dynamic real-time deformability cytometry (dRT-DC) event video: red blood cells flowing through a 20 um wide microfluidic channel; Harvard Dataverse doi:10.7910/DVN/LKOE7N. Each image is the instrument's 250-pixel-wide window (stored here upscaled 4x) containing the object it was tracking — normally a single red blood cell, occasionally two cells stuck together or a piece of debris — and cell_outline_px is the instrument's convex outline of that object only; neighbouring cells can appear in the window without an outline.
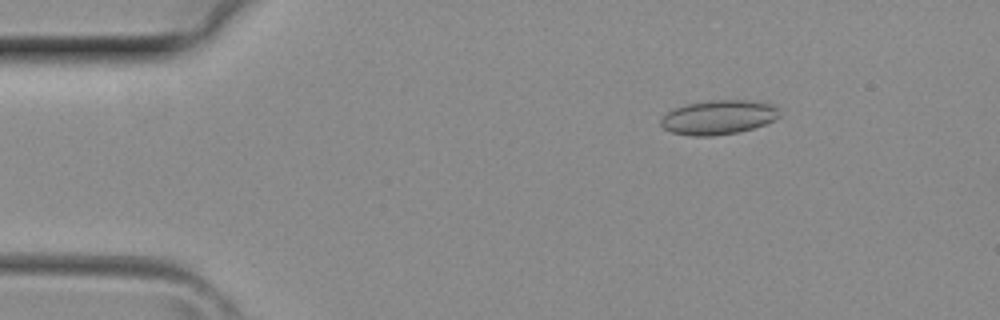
{"species": "common noctule bat (a hibernating species)", "species_latin": "Nyctalus noctula", "temperature_condition": "room temperature", "stored_images_in_passage": 39, "camera_frame_rate_fps": 3000, "um_per_image_px": 0.085, "animal": {"sex": "female", "body_mass_g": 29.2, "forearm_length_mm": 56.3}, "frame": {"image": 1, "passage_image": 6, "time_ms": 1.667, "image_size_px": [1000, 320], "cell_outline_px": [[780, 116], [776, 120], [740, 132], [712, 136], [692, 136], [672, 132], [664, 128], [660, 124], [660, 120], [668, 112], [676, 108], [688, 104], [712, 100], [748, 100], [776, 104], [780, 108]], "centroid_in_image_um": [61.14, 9.97], "position_along_channel_um": 23.9, "area_um2": 23.81}}
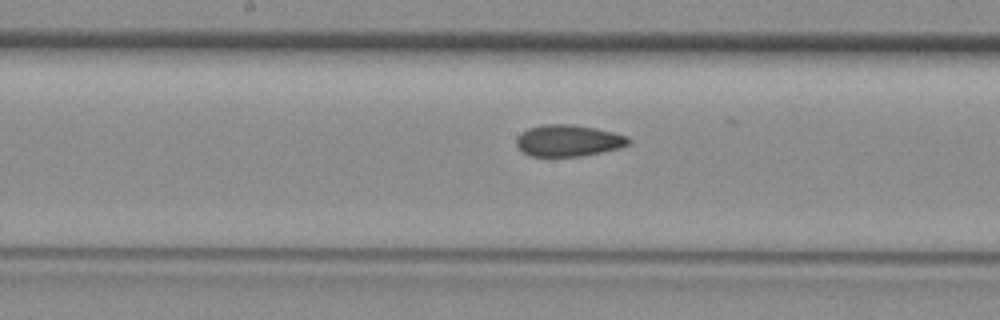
{"frame": {"image": 2, "passage_image": 20, "time_ms": 6.333, "image_size_px": [1000, 320], "cell_outline_px": [[632, 144], [620, 148], [580, 156], [532, 156], [524, 152], [516, 144], [516, 136], [520, 132], [528, 128], [544, 124], [572, 124], [596, 128], [628, 136], [632, 140]], "centroid_in_image_um": [48.33, 11.94], "position_along_channel_um": 199.9, "area_um2": 20.75}}
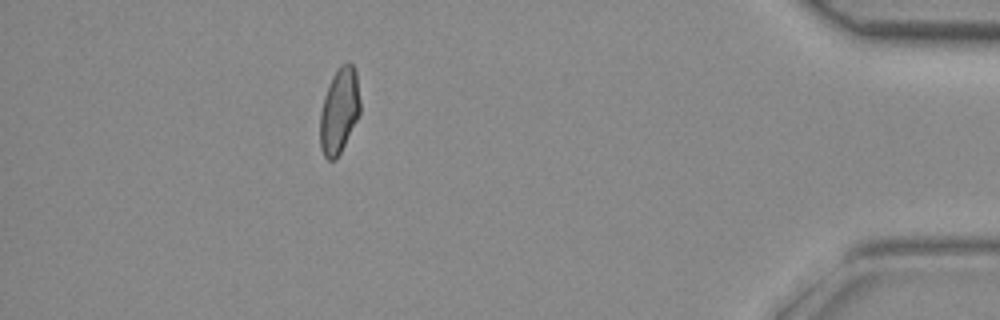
{"frame": {"image": 3, "passage_image": 35, "time_ms": 11.333, "image_size_px": [1000, 320], "cell_outline_px": [[360, 112], [336, 160], [328, 160], [324, 156], [320, 148], [320, 112], [324, 96], [332, 76], [340, 64], [352, 64], [356, 72], [360, 100]], "centroid_in_image_um": [28.82, 9.41], "position_along_channel_um": 406.4, "area_um2": 19.77}}